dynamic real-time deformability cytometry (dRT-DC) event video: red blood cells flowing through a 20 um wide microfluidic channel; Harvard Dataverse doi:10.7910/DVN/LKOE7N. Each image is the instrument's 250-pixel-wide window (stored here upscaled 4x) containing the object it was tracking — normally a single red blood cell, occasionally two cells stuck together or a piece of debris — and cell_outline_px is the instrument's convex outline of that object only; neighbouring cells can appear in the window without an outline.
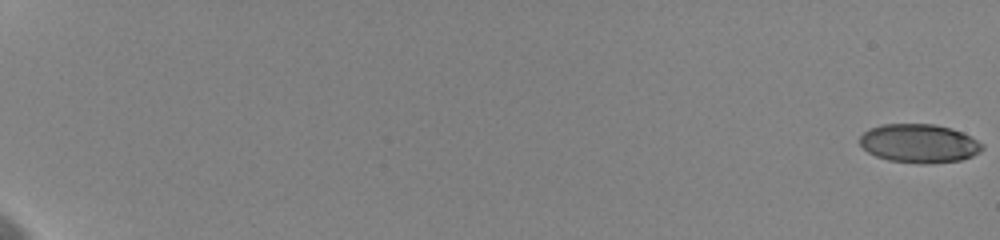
{"species": "human", "species_latin": "Homo sapiens", "temperature_condition": "cold", "stored_images_in_passage": 17, "camera_frame_rate_fps": 3000, "um_per_image_px": 0.085, "donor": {"sex": "female"}, "frame": {"image": 1, "passage_image": 1, "time_ms": 0.0, "image_size_px": [1000, 240], "cell_outline_px": [[984, 148], [980, 152], [972, 156], [960, 160], [924, 164], [920, 164], [888, 160], [876, 156], [868, 152], [860, 144], [860, 136], [864, 132], [872, 128], [884, 124], [936, 124], [952, 128], [984, 144]], "centroid_in_image_um": [78.13, 12.19], "position_along_channel_um": 6.9, "area_um2": 27.51}}
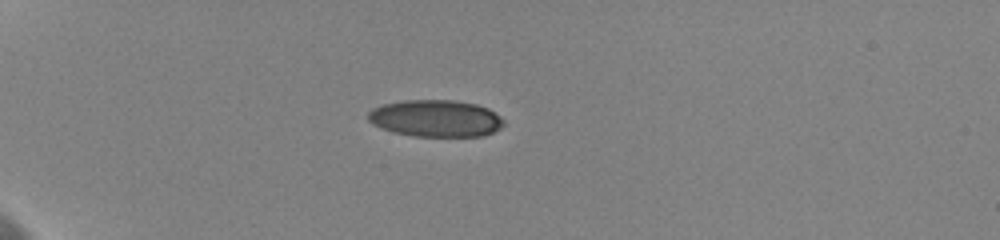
{"frame": {"image": 2, "passage_image": 12, "time_ms": 6.333, "image_size_px": [1000, 240], "cell_outline_px": [[504, 124], [500, 128], [484, 136], [416, 136], [392, 132], [380, 128], [372, 124], [368, 120], [368, 112], [372, 108], [384, 104], [404, 100], [452, 100], [476, 104], [488, 108], [500, 116], [504, 120]], "centroid_in_image_um": [37.02, 10.06], "position_along_channel_um": 48.0, "area_um2": 29.25}}